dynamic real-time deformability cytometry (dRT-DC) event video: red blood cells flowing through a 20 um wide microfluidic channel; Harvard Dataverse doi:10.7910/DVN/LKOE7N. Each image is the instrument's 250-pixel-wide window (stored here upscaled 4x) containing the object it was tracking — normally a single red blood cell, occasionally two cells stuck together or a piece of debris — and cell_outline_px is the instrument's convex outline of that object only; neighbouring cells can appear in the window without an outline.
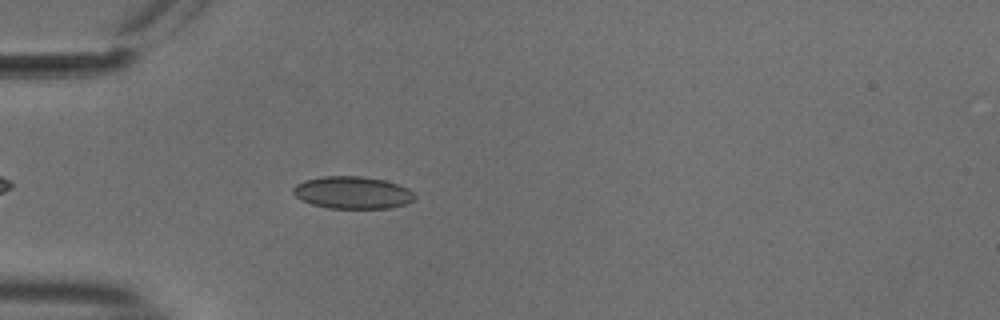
{"species": "common noctule bat (a hibernating species)", "species_latin": "Nyctalus noctula", "temperature_condition": "cold", "stored_images_in_passage": 43, "camera_frame_rate_fps": 3000, "um_per_image_px": 0.085, "animal": {"sex": "male", "body_mass_g": 18.8}, "frame": {"image": 1, "passage_image": 5, "time_ms": 1.333, "image_size_px": [1000, 320], "cell_outline_px": [[416, 196], [408, 204], [388, 208], [328, 208], [312, 204], [296, 196], [292, 192], [292, 188], [296, 184], [304, 180], [320, 176], [360, 176], [384, 180], [408, 188]], "centroid_in_image_um": [29.95, 16.37], "position_along_channel_um": 55.0, "area_um2": 22.83}}
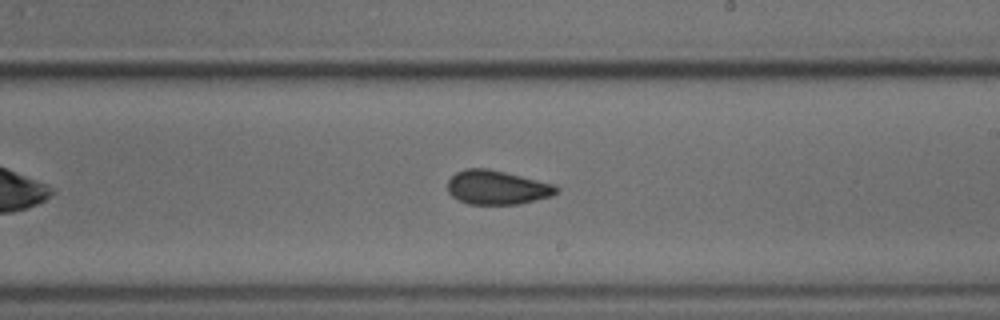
{"frame": {"image": 2, "passage_image": 21, "time_ms": 6.667, "image_size_px": [1000, 320], "cell_outline_px": [[560, 188], [552, 196], [520, 204], [468, 204], [452, 196], [448, 192], [448, 180], [456, 172], [468, 168], [488, 168], [556, 184]], "centroid_in_image_um": [42.27, 15.93], "position_along_channel_um": 246.7, "area_um2": 21.68}}
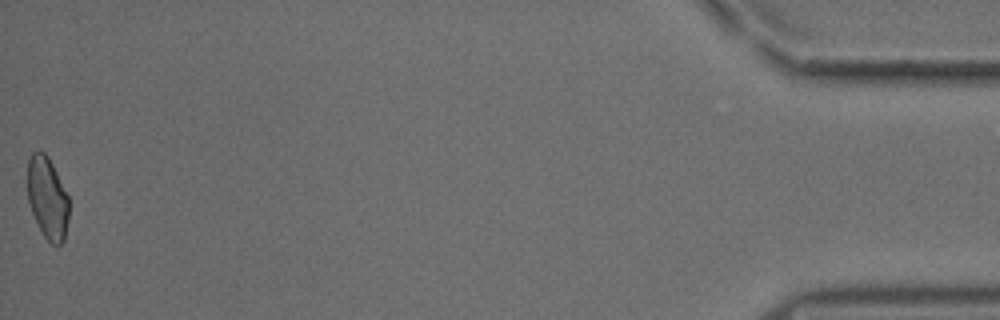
{"frame": {"image": 3, "passage_image": 43, "time_ms": 14.0, "image_size_px": [1000, 320], "cell_outline_px": [[68, 220], [64, 240], [56, 248], [44, 236], [32, 212], [28, 200], [28, 160], [32, 152], [44, 152], [48, 156], [68, 196]], "centroid_in_image_um": [4.04, 16.85], "position_along_channel_um": 431.2, "area_um2": 19.54}, "authors_computed_cell_mechanics": {"area_um2": 21.6172, "velocity_mm_per_s": 3.7497, "shape_relaxation_time_tau1_ms": 6.628, "shape_relaxation_time_tau2_ms": 1.9912, "deformation_change_tau1": 0.1018, "deformation_change_tau2": 0.066}}